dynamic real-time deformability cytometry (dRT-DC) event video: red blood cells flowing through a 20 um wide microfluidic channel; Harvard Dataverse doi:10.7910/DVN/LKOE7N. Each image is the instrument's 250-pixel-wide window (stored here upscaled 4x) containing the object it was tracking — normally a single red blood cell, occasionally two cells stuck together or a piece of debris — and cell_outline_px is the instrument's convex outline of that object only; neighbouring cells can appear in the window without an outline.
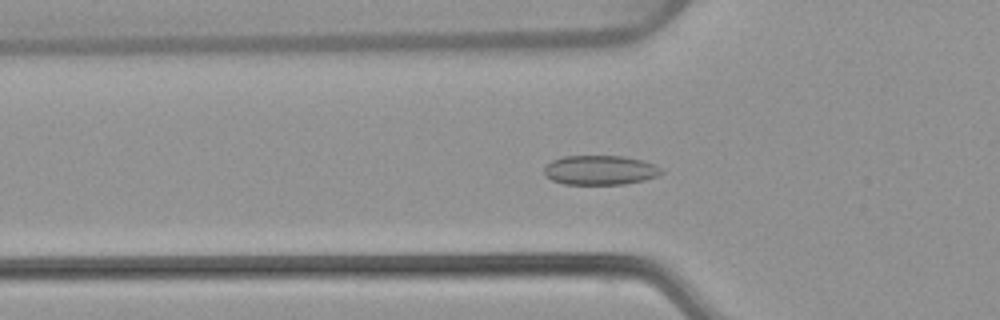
{"species": "common noctule bat (a hibernating species)", "species_latin": "Nyctalus noctula", "temperature_condition": "warm", "stored_images_in_passage": 53, "camera_frame_rate_fps": 3000, "um_per_image_px": 0.085, "animal": {"sex": "female", "body_mass_g": 22.7, "forearm_length_mm": 54.2}, "frame": {"image": 1, "passage_image": 18, "time_ms": 5.667, "image_size_px": [1000, 320], "cell_outline_px": [[664, 172], [656, 176], [644, 180], [624, 184], [564, 184], [552, 180], [544, 176], [544, 168], [552, 160], [564, 156], [624, 156], [656, 164]], "centroid_in_image_um": [51.0, 14.46], "position_along_channel_um": 74.8, "area_um2": 20.11}}
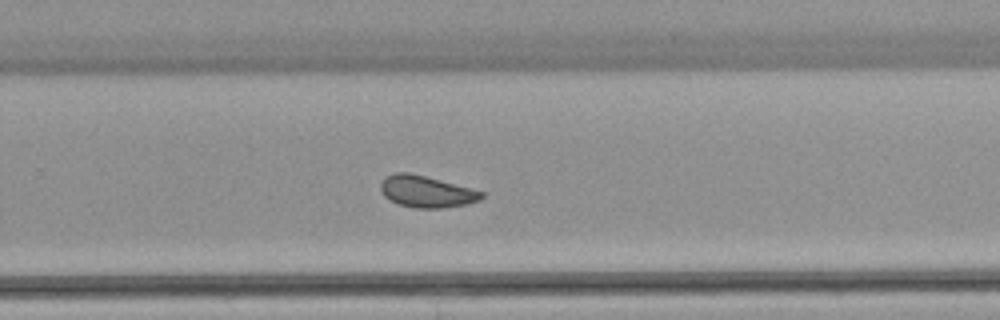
{"frame": {"image": 2, "passage_image": 35, "time_ms": 11.333, "image_size_px": [1000, 320], "cell_outline_px": [[484, 196], [480, 200], [468, 204], [440, 208], [416, 208], [400, 204], [384, 196], [380, 188], [380, 184], [384, 176], [392, 172], [408, 172], [440, 180], [484, 192]], "centroid_in_image_um": [36.22, 16.27], "position_along_channel_um": 293.6, "area_um2": 18.5}}
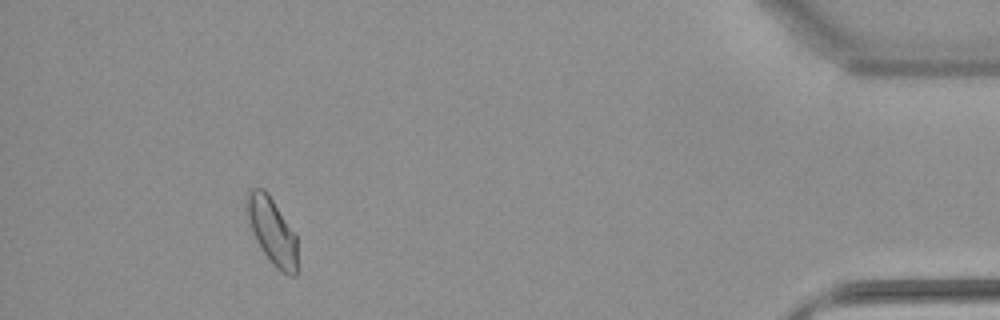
{"frame": {"image": 3, "passage_image": 49, "time_ms": 16.0, "image_size_px": [1000, 320], "cell_outline_px": [[296, 276], [288, 276], [276, 268], [272, 264], [256, 240], [252, 232], [244, 208], [244, 200], [248, 188], [264, 188], [268, 192], [296, 236]], "centroid_in_image_um": [23.07, 19.58], "position_along_channel_um": 412.1, "area_um2": 19.77}, "authors_computed_cell_mechanics": {"area_um2": 19.5364, "velocity_mm_per_s": 3.8622, "shape_relaxation_time_tau1_ms": null, "shape_relaxation_time_tau2_ms": 0.9002, "deformation_change_tau1": null, "deformation_change_tau2": 0.0551}}